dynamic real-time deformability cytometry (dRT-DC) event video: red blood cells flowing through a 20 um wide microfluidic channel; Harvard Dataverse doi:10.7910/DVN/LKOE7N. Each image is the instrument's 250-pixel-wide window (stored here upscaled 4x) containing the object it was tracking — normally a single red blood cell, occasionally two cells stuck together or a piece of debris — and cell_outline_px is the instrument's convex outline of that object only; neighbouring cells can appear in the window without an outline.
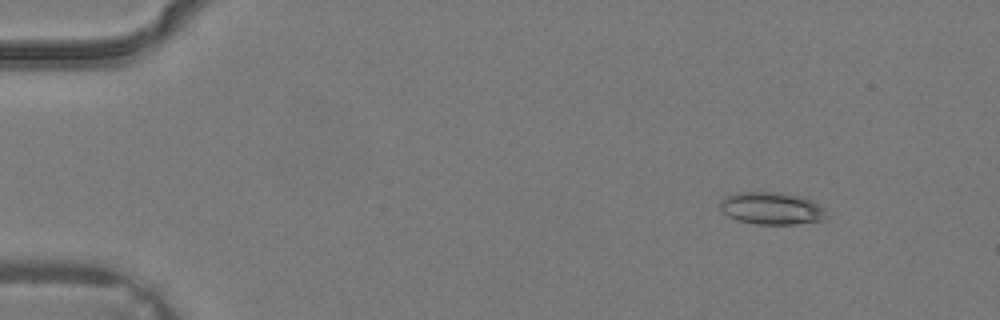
{"species": "common noctule bat (a hibernating species)", "species_latin": "Nyctalus noctula", "temperature_condition": "warm", "stored_images_in_passage": 3, "camera_frame_rate_fps": 3000, "um_per_image_px": 0.085, "animal": {"sex": "male", "body_mass_g": 19.2, "forearm_length_mm": 51.8}, "frame": {"image": 1, "passage_image": 1, "time_ms": 0.0, "image_size_px": [1000, 320], "cell_outline_px": [[824, 220], [796, 224], [756, 224], [736, 220], [728, 216], [720, 208], [720, 200], [736, 192], [780, 192], [804, 196], [824, 208]], "centroid_in_image_um": [65.57, 17.7], "position_along_channel_um": 19.4, "area_um2": 20.06}}